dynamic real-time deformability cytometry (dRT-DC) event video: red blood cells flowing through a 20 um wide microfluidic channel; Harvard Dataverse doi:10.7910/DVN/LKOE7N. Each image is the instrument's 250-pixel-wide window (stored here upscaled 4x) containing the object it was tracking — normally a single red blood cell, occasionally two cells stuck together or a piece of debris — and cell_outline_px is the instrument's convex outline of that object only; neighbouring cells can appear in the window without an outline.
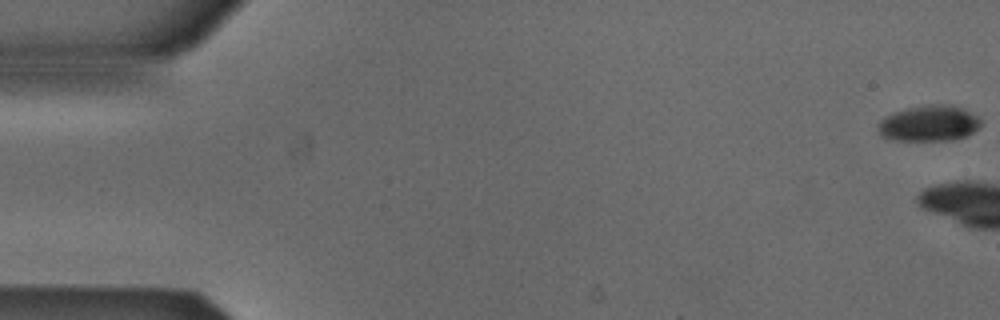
{"species": "Egyptian fruit bat (a non-hibernating species)", "species_latin": "Rousettus aegyptiacus", "temperature_condition": "cold", "stored_images_in_passage": 5, "camera_frame_rate_fps": 3000, "um_per_image_px": 0.085, "animal": {"sex": "male"}, "frame": {"image": 1, "passage_image": 1, "time_ms": 0.0, "image_size_px": [1000, 320], "cell_outline_px": [[980, 124], [968, 136], [952, 140], [896, 140], [884, 136], [876, 128], [880, 120], [884, 116], [908, 108], [928, 104], [952, 104], [976, 116], [980, 120]], "centroid_in_image_um": [78.95, 10.48], "position_along_channel_um": 6.1, "area_um2": 21.21}}